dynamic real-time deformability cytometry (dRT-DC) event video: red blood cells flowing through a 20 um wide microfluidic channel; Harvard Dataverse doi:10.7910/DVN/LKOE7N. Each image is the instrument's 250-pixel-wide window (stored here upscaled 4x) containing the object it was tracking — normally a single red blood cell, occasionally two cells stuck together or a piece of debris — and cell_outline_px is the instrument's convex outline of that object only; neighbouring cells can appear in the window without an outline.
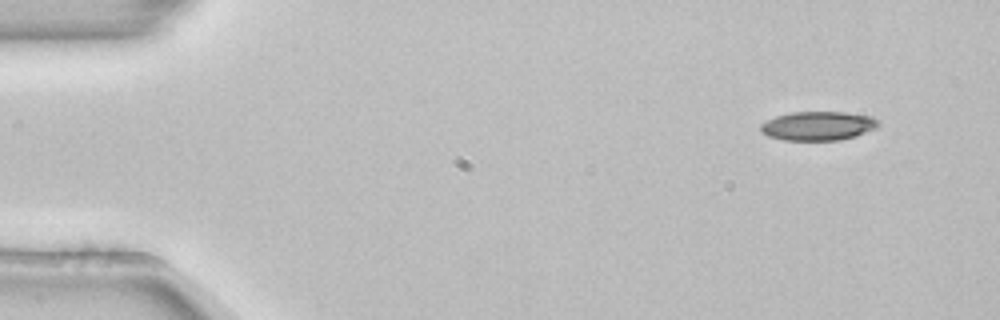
{"species": "common noctule bat (a hibernating species)", "species_latin": "Nyctalus noctula", "temperature_condition": "room temperature", "stored_images_in_passage": 50, "camera_frame_rate_fps": 3000, "um_per_image_px": 0.085, "animal": {"sex": "female", "body_mass_g": 22.7, "forearm_length_mm": 54.2}, "frame": {"image": 1, "passage_image": 1, "time_ms": 0.0, "image_size_px": [1000, 320], "cell_outline_px": [[880, 124], [876, 128], [856, 136], [840, 140], [784, 140], [768, 136], [760, 132], [760, 124], [776, 116], [792, 112], [844, 112], [872, 116]], "centroid_in_image_um": [69.53, 10.7], "position_along_channel_um": 15.5, "area_um2": 19.88}}
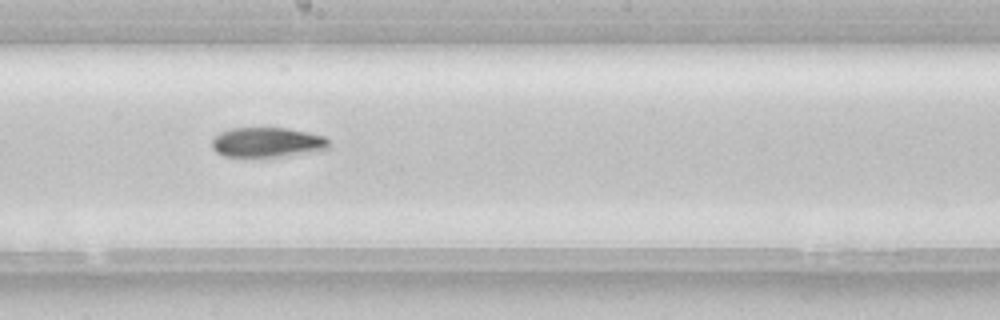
{"frame": {"image": 2, "passage_image": 26, "time_ms": 8.333, "image_size_px": [1000, 320], "cell_outline_px": [[328, 148], [280, 156], [224, 156], [216, 152], [212, 148], [212, 140], [220, 132], [232, 128], [288, 128], [308, 132], [324, 136], [328, 140]], "centroid_in_image_um": [22.66, 12.08], "position_along_channel_um": 225.5, "area_um2": 19.88}}
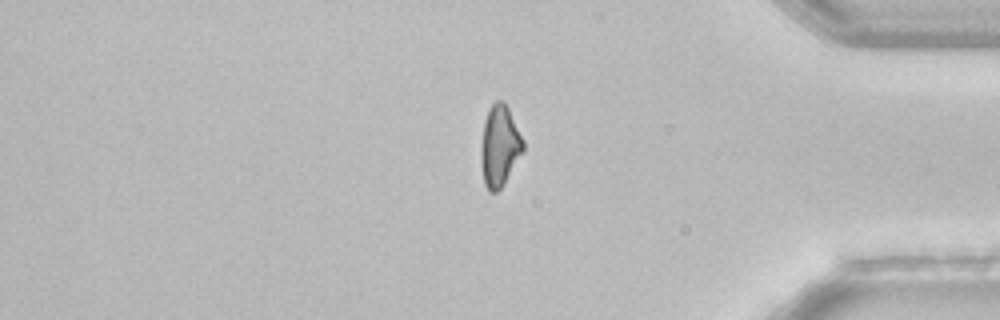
{"frame": {"image": 3, "passage_image": 41, "time_ms": 13.333, "image_size_px": [1000, 320], "cell_outline_px": [[524, 152], [504, 184], [496, 192], [488, 192], [484, 184], [480, 156], [480, 152], [484, 120], [488, 108], [496, 100], [504, 100], [524, 140]], "centroid_in_image_um": [42.47, 12.41], "position_along_channel_um": 392.7, "area_um2": 20.23}}